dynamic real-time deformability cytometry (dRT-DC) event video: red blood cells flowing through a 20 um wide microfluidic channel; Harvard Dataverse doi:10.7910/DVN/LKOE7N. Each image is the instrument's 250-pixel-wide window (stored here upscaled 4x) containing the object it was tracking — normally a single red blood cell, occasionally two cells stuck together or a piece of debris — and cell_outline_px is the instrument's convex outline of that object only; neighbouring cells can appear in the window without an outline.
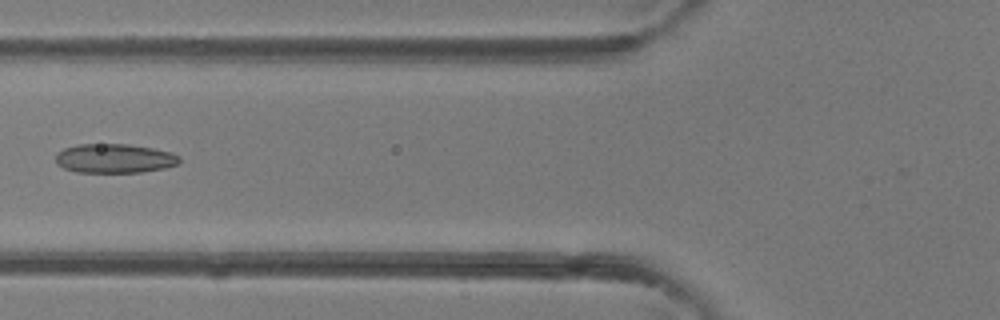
{"species": "common noctule bat (a hibernating species)", "species_latin": "Nyctalus noctula", "temperature_condition": "room temperature", "stored_images_in_passage": 2, "camera_frame_rate_fps": 3000, "um_per_image_px": 0.085, "animal": {"sex": "female"}, "frame": {"image": 1, "passage_image": 2, "time_ms": 1.0, "image_size_px": [1000, 320], "cell_outline_px": [[180, 160], [176, 164], [164, 168], [140, 172], [76, 172], [64, 168], [56, 164], [56, 152], [64, 148], [80, 144], [128, 144], [152, 148], [172, 152], [180, 156]], "centroid_in_image_um": [9.71, 13.46], "position_along_channel_um": 116.1, "area_um2": 21.04}}